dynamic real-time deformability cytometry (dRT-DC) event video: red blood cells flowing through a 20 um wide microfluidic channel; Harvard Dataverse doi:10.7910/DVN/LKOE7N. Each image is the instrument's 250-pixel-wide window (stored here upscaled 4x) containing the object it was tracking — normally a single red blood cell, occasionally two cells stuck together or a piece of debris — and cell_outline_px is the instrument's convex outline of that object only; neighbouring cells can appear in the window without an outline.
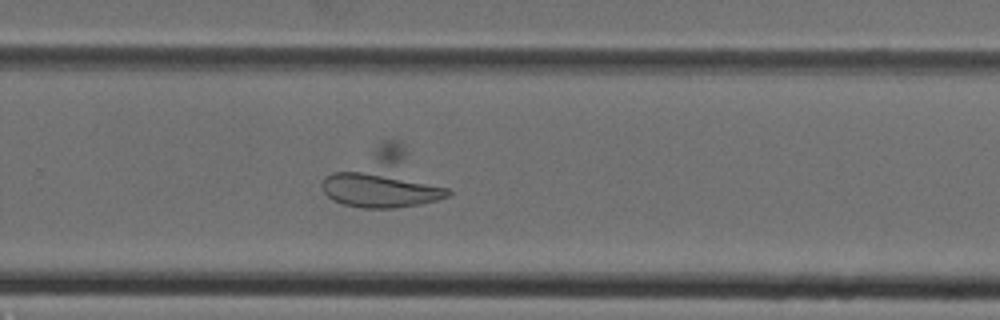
{"species": "Egyptian fruit bat (a non-hibernating species)", "species_latin": "Rousettus aegyptiacus", "temperature_condition": "cold", "stored_images_in_passage": 35, "segment_of_instrument_passage": [2, 2], "camera_frame_rate_fps": 3000, "um_per_image_px": 0.085, "animal": {"sex": "female"}, "frame": {"image": 1, "passage_image": 21, "time_ms": 6.667, "image_size_px": [1000, 320], "cell_outline_px": [[452, 196], [420, 204], [396, 208], [360, 208], [344, 204], [332, 200], [324, 192], [320, 184], [324, 176], [384, 140], [396, 140], [404, 144], [452, 188]], "centroid_in_image_um": [32.74, 15.25], "position_along_channel_um": 297.1, "area_um2": 42.54}}
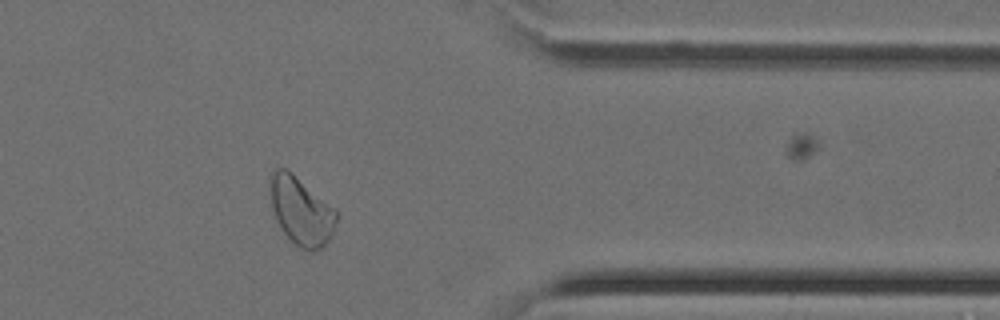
{"frame": {"image": 2, "passage_image": 27, "time_ms": 8.667, "image_size_px": [1000, 320], "cell_outline_px": [[340, 216], [328, 240], [320, 248], [312, 252], [300, 248], [284, 232], [276, 220], [272, 208], [272, 172], [276, 168], [284, 168], [292, 172], [336, 208], [340, 212]], "centroid_in_image_um": [25.66, 17.93], "position_along_channel_um": 385.7, "area_um2": 26.07}}
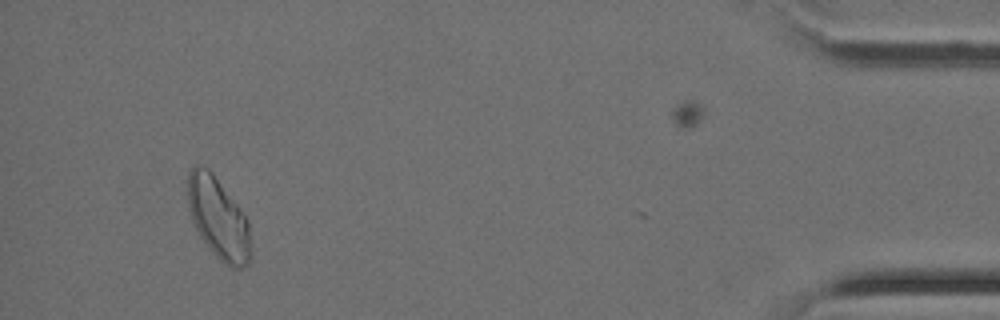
{"frame": {"image": 3, "passage_image": 32, "time_ms": 10.333, "image_size_px": [1000, 320], "cell_outline_px": [[252, 252], [248, 264], [240, 268], [228, 268], [208, 248], [200, 236], [192, 220], [188, 208], [188, 172], [192, 164], [200, 164], [208, 168], [212, 172], [240, 208], [248, 220]], "centroid_in_image_um": [18.56, 18.55], "position_along_channel_um": 416.6, "area_um2": 30.23}}